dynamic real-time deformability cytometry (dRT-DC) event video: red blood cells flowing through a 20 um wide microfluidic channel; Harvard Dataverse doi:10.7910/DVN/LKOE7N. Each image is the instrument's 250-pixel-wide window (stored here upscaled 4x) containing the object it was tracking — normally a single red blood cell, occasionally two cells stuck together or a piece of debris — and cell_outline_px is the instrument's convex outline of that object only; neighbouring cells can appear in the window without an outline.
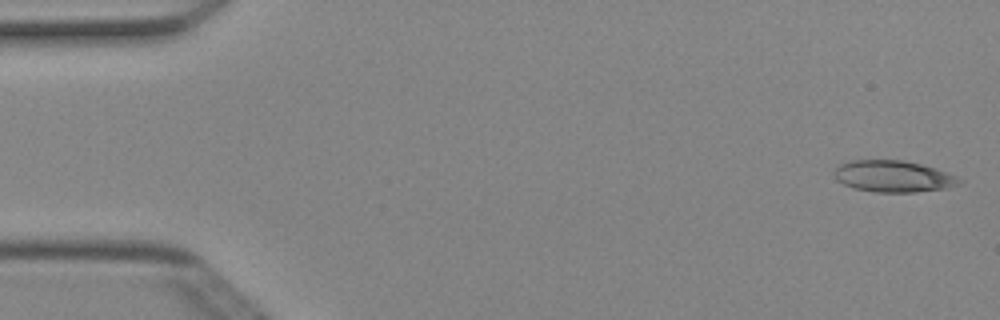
{"species": "Egyptian fruit bat (a non-hibernating species)", "species_latin": "Rousettus aegyptiacus", "temperature_condition": "cold", "stored_images_in_passage": 14, "camera_frame_rate_fps": 3000, "um_per_image_px": 0.085, "animal": {"sex": "female"}, "frame": {"image": 1, "passage_image": 1, "time_ms": 0.0, "image_size_px": [1000, 320], "cell_outline_px": [[964, 180], [960, 184], [944, 188], [916, 192], [876, 192], [852, 188], [836, 180], [836, 168], [840, 164], [852, 160], [904, 160], [920, 164], [956, 176]], "centroid_in_image_um": [75.92, 14.99], "position_along_channel_um": 9.1, "area_um2": 22.72}}
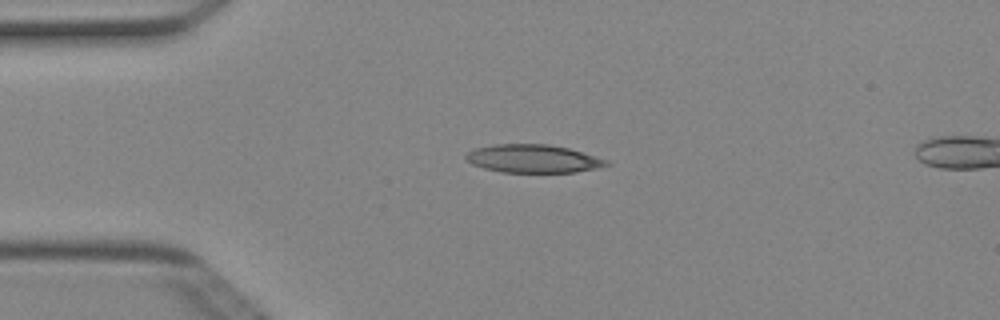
{"frame": {"image": 2, "passage_image": 11, "time_ms": 3.333, "image_size_px": [1000, 320], "cell_outline_px": [[612, 164], [596, 168], [576, 172], [504, 172], [484, 168], [472, 164], [464, 156], [468, 152], [476, 148], [492, 144], [548, 144], [568, 148], [608, 160]], "centroid_in_image_um": [45.32, 13.48], "position_along_channel_um": 39.7, "area_um2": 22.89}}